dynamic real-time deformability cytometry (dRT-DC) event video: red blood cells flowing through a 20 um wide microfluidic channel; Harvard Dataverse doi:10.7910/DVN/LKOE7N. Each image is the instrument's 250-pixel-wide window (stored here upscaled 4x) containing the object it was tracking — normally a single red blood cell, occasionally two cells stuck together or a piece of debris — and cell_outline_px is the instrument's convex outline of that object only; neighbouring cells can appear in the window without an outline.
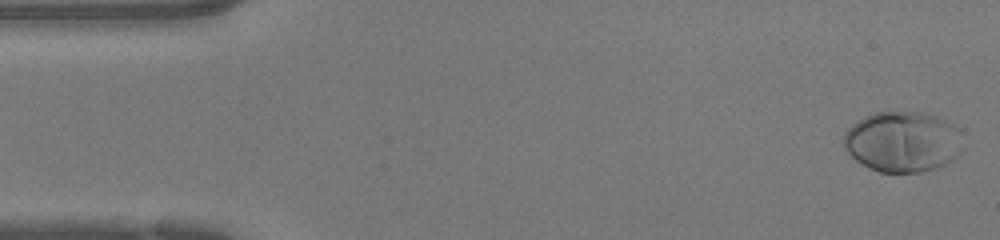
{"species": "human", "species_latin": "Homo sapiens", "temperature_condition": "warm", "stored_images_in_passage": 47, "camera_frame_rate_fps": 3000, "um_per_image_px": 0.085, "donor": {"sex": "female"}, "frame": {"image": 1, "passage_image": 1, "time_ms": 0.0, "image_size_px": [1000, 240], "cell_outline_px": [[964, 148], [952, 160], [936, 168], [920, 172], [880, 172], [856, 160], [844, 148], [844, 132], [852, 124], [864, 116], [876, 112], [924, 112], [936, 116], [960, 128]], "centroid_in_image_um": [76.76, 12.03], "position_along_channel_um": 8.2, "area_um2": 42.25}}
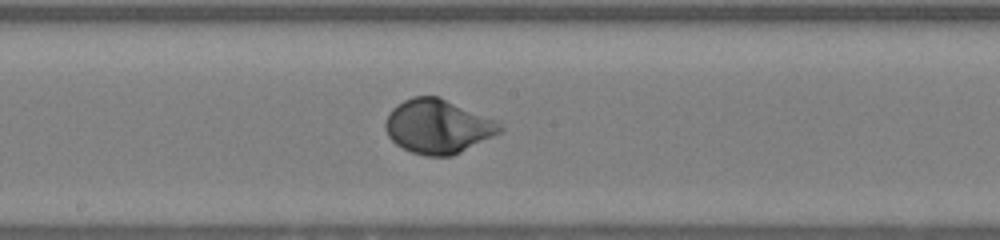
{"frame": {"image": 2, "passage_image": 24, "time_ms": 7.667, "image_size_px": [1000, 240], "cell_outline_px": [[504, 128], [500, 132], [452, 156], [424, 156], [412, 152], [396, 144], [388, 136], [384, 128], [384, 124], [388, 112], [396, 104], [412, 96], [440, 96], [496, 120]], "centroid_in_image_um": [37.18, 10.73], "position_along_channel_um": 211.0, "area_um2": 36.13}}
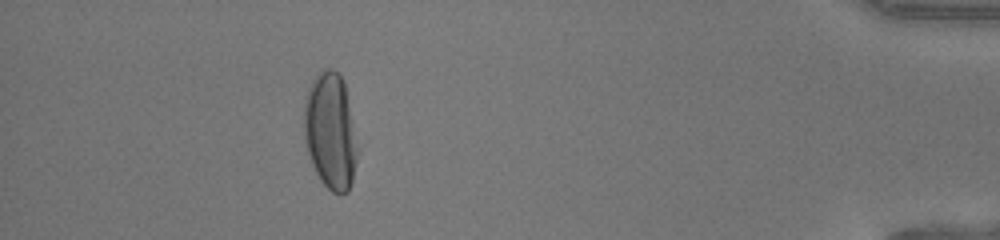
{"frame": {"image": 3, "passage_image": 42, "time_ms": 13.667, "image_size_px": [1000, 240], "cell_outline_px": [[356, 160], [352, 180], [348, 192], [340, 196], [332, 192], [320, 180], [312, 164], [304, 140], [304, 100], [308, 88], [312, 80], [320, 72], [328, 68], [332, 68], [340, 72], [344, 80], [356, 148]], "centroid_in_image_um": [28.05, 11.15], "position_along_channel_um": 407.1, "area_um2": 35.89}, "authors_computed_cell_mechanics": {"area_um2": 35.3736, "velocity_mm_per_s": 4.2559, "shape_relaxation_time_tau1_ms": 2.5753, "shape_relaxation_time_tau2_ms": null, "deformation_change_tau1": 0.203, "deformation_change_tau2": null}}